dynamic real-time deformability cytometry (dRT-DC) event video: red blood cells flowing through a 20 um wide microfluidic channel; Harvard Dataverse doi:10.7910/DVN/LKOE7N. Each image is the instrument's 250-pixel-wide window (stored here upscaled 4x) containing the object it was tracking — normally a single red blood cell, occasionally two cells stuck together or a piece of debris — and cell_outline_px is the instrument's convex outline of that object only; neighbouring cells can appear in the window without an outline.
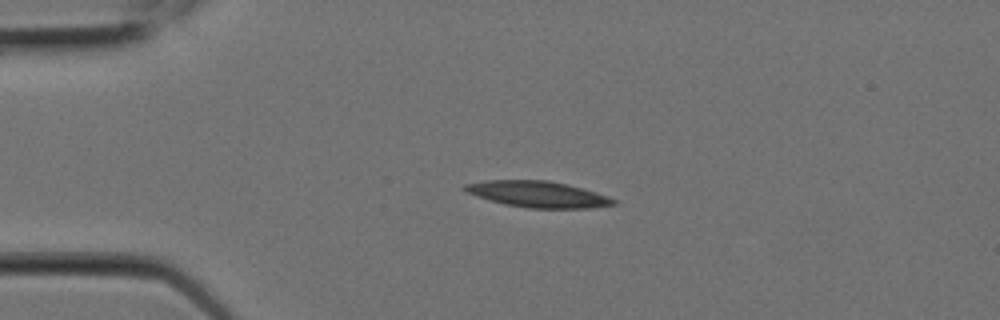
{"species": "Egyptian fruit bat (a non-hibernating species)", "species_latin": "Rousettus aegyptiacus", "temperature_condition": "room temperature", "stored_images_in_passage": 5, "camera_frame_rate_fps": 3000, "um_per_image_px": 0.085, "animal": {"sex": "female"}, "frame": {"image": 1, "passage_image": 4, "time_ms": 1.0, "image_size_px": [1000, 320], "cell_outline_px": [[616, 204], [592, 208], [528, 208], [504, 204], [476, 196], [460, 188], [464, 184], [484, 180], [548, 180], [596, 192], [608, 196], [616, 200]], "centroid_in_image_um": [45.68, 16.51], "position_along_channel_um": 39.3, "area_um2": 22.6}}